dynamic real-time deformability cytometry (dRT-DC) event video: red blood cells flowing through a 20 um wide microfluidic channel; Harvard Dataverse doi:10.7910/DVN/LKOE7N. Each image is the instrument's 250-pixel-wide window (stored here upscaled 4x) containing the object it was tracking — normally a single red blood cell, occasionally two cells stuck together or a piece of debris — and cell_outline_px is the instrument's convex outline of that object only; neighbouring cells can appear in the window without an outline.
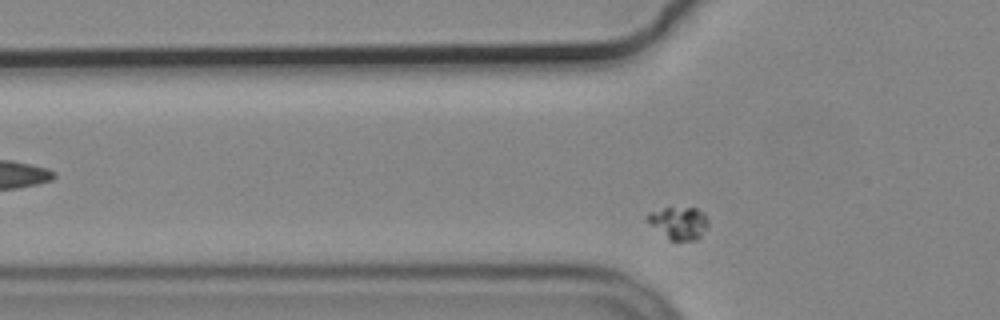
{"species": "common noctule bat (a hibernating species)", "species_latin": "Nyctalus noctula", "temperature_condition": "cold", "stored_images_in_passage": 31, "camera_frame_rate_fps": 3000, "um_per_image_px": 0.085, "animal": {"sex": "male", "body_mass_g": 19.2, "forearm_length_mm": 51.8}, "frame": {"image": 1, "passage_image": 3, "time_ms": 0.667, "image_size_px": [1000, 320], "cell_outline_px": [[708, 224], [700, 236], [696, 240], [668, 240], [648, 220], [648, 212], [664, 208], [696, 208], [704, 212], [708, 220]], "centroid_in_image_um": [57.73, 18.94], "position_along_channel_um": 68.1, "area_um2": 11.21}}
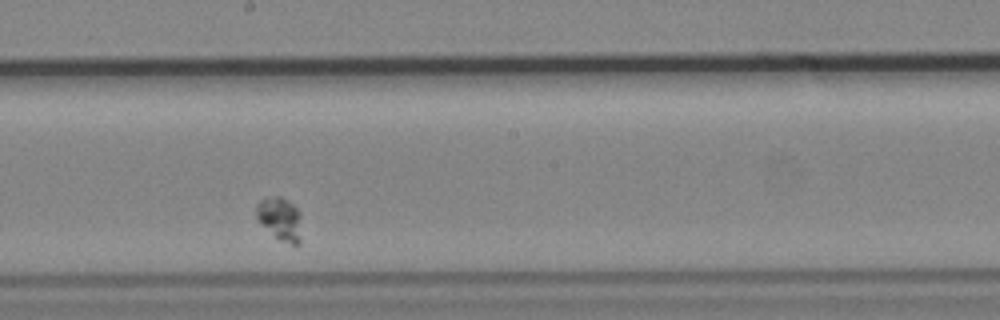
{"frame": {"image": 2, "passage_image": 17, "time_ms": 5.333, "image_size_px": [1000, 320], "cell_outline_px": [[300, 244], [292, 244], [280, 240], [260, 224], [256, 220], [256, 204], [260, 200], [272, 196], [280, 196], [292, 204], [300, 212]], "centroid_in_image_um": [23.77, 18.59], "position_along_channel_um": 224.4, "area_um2": 11.33}}
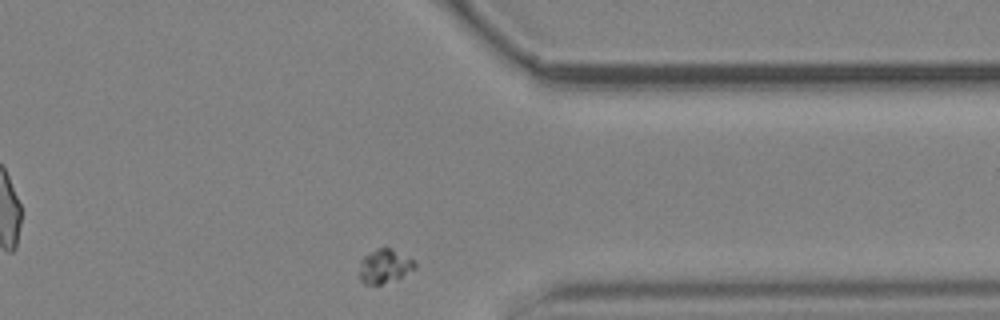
{"frame": {"image": 3, "passage_image": 31, "time_ms": 10.0, "image_size_px": [1000, 320], "cell_outline_px": [[416, 268], [396, 280], [380, 284], [364, 284], [360, 280], [360, 260], [364, 256], [376, 248], [392, 248], [412, 260], [416, 264]], "centroid_in_image_um": [32.68, 22.63], "position_along_channel_um": 378.7, "area_um2": 10.92}}